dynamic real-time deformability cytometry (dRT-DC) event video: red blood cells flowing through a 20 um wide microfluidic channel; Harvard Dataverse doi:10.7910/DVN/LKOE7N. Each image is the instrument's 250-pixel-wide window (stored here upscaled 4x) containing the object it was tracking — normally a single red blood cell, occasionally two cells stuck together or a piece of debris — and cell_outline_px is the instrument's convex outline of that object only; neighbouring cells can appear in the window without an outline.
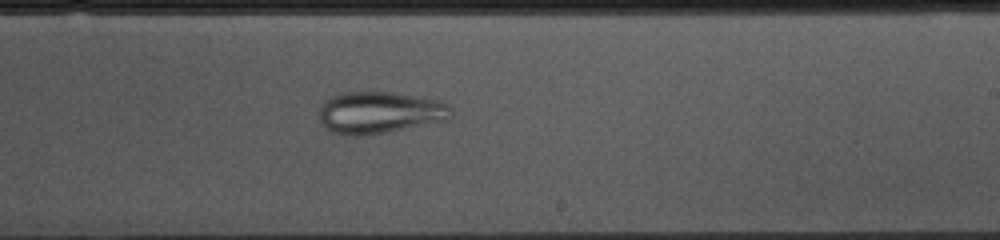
{"species": "common noctule bat (a hibernating species)", "species_latin": "Nyctalus noctula", "temperature_condition": "cold", "stored_images_in_passage": 52, "camera_frame_rate_fps": 3000, "um_per_image_px": 0.085, "animal": {"sex": "female", "body_mass_g": 10.0, "forearm_length_mm": 53.1}, "frame": {"image": 1, "passage_image": 30, "time_ms": 9.667, "image_size_px": [1000, 240], "cell_outline_px": [[452, 112], [448, 120], [388, 132], [360, 136], [352, 136], [332, 132], [320, 120], [320, 104], [324, 100], [340, 92], [388, 92], [416, 96], [440, 100], [448, 104], [452, 108]], "centroid_in_image_um": [32.28, 9.56], "position_along_channel_um": 256.7, "area_um2": 32.31}}
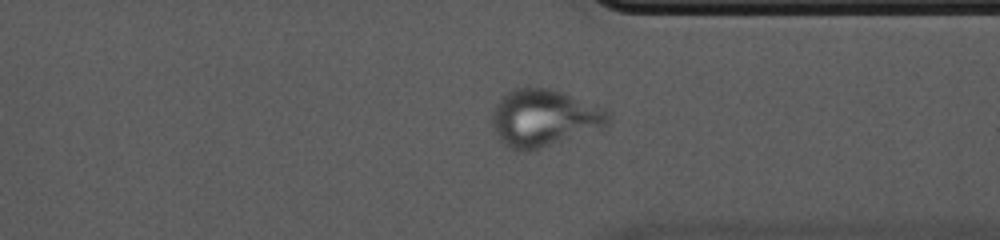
{"frame": {"image": 2, "passage_image": 39, "time_ms": 12.667, "image_size_px": [1000, 240], "cell_outline_px": [[612, 120], [608, 124], [540, 148], [528, 152], [520, 152], [508, 148], [500, 140], [492, 124], [492, 112], [496, 104], [508, 92], [516, 88], [548, 88], [560, 92], [604, 108], [608, 112]], "centroid_in_image_um": [46.19, 10.04], "position_along_channel_um": 365.2, "area_um2": 37.8}}
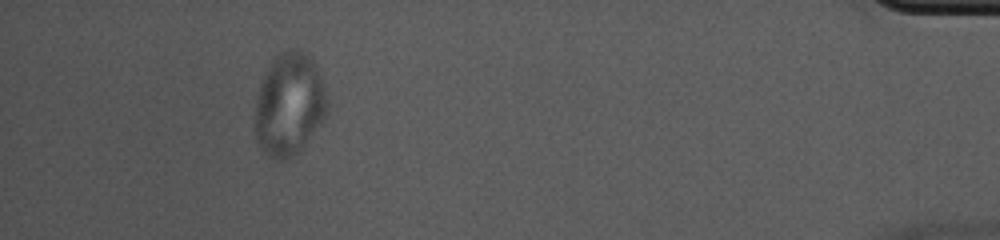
{"frame": {"image": 3, "passage_image": 48, "time_ms": 15.667, "image_size_px": [1000, 240], "cell_outline_px": [[328, 112], [304, 144], [292, 156], [284, 160], [276, 160], [268, 156], [256, 144], [252, 116], [256, 96], [264, 72], [272, 60], [280, 52], [292, 48], [300, 48], [316, 64], [320, 76], [328, 104]], "centroid_in_image_um": [24.51, 8.87], "position_along_channel_um": 410.7, "area_um2": 43.7}}